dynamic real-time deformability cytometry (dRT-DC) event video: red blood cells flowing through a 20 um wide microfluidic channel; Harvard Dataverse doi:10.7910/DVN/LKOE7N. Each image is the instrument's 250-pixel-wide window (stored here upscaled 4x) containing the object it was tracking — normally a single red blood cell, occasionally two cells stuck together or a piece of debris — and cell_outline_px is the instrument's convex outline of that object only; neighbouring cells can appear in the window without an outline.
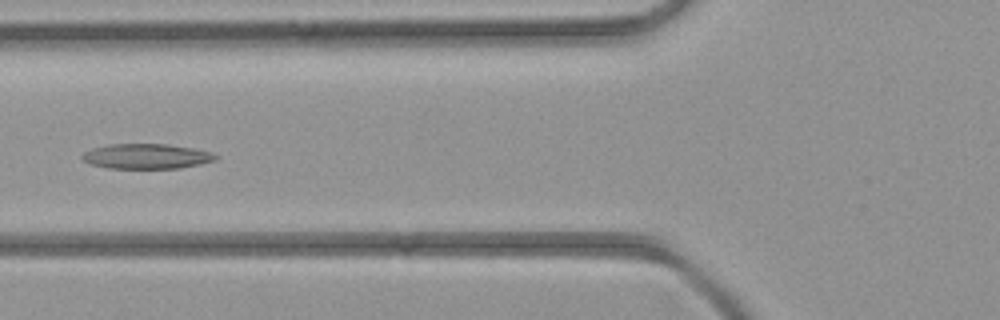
{"species": "common noctule bat (a hibernating species)", "species_latin": "Nyctalus noctula", "temperature_condition": "room temperature", "stored_images_in_passage": 6, "camera_frame_rate_fps": 3000, "um_per_image_px": 0.085, "animal": {"sex": "female", "body_mass_g": 21.9}, "frame": {"image": 1, "passage_image": 5, "time_ms": 4.667, "image_size_px": [1000, 320], "cell_outline_px": [[220, 156], [216, 160], [200, 164], [180, 168], [108, 168], [92, 164], [84, 160], [80, 156], [84, 152], [92, 148], [108, 144], [168, 144], [192, 148], [212, 152]], "centroid_in_image_um": [12.48, 13.28], "position_along_channel_um": 113.3, "area_um2": 19.48}}
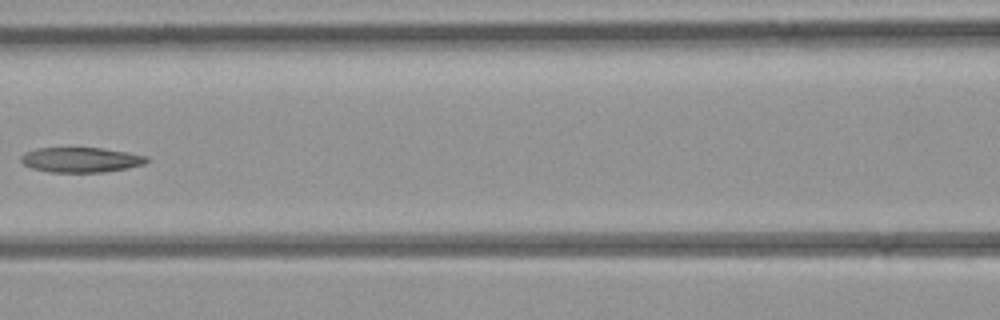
{"frame": {"image": 2, "passage_image": 6, "time_ms": 5.667, "image_size_px": [1000, 320], "cell_outline_px": [[148, 160], [144, 164], [104, 172], [48, 172], [32, 168], [24, 164], [20, 160], [20, 156], [24, 152], [36, 148], [104, 148], [128, 152], [148, 156]], "centroid_in_image_um": [6.85, 13.57], "position_along_channel_um": 159.8, "area_um2": 18.32}}